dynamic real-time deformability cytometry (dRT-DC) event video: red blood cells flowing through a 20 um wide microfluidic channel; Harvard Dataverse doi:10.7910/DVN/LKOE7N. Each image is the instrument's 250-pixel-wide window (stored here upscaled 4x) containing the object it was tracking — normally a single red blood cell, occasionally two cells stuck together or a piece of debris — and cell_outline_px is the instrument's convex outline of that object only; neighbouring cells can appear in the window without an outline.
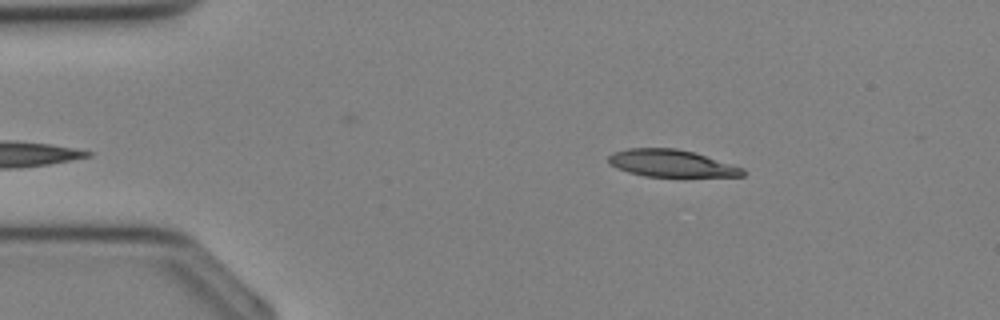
{"species": "Egyptian fruit bat (a non-hibernating species)", "species_latin": "Rousettus aegyptiacus", "temperature_condition": "cold", "stored_images_in_passage": 25, "camera_frame_rate_fps": 3000, "um_per_image_px": 0.085, "animal": {"sex": "female"}, "frame": {"image": 1, "passage_image": 1, "time_ms": 0.0, "image_size_px": [1000, 320], "cell_outline_px": [[748, 172], [744, 176], [644, 176], [628, 172], [616, 168], [608, 164], [608, 156], [612, 152], [628, 148], [676, 148], [692, 152], [744, 168]], "centroid_in_image_um": [57.02, 13.88], "position_along_channel_um": 28.0, "area_um2": 21.15}}
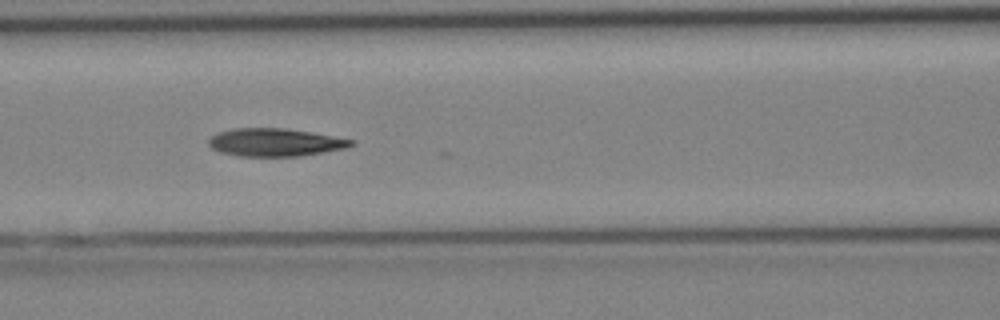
{"frame": {"image": 2, "passage_image": 10, "time_ms": 3.0, "image_size_px": [1000, 320], "cell_outline_px": [[356, 144], [348, 148], [300, 156], [240, 156], [220, 152], [212, 148], [208, 144], [208, 140], [212, 136], [220, 132], [236, 128], [284, 128], [312, 132], [356, 140]], "centroid_in_image_um": [23.45, 12.1], "position_along_channel_um": 143.2, "area_um2": 23.24}}
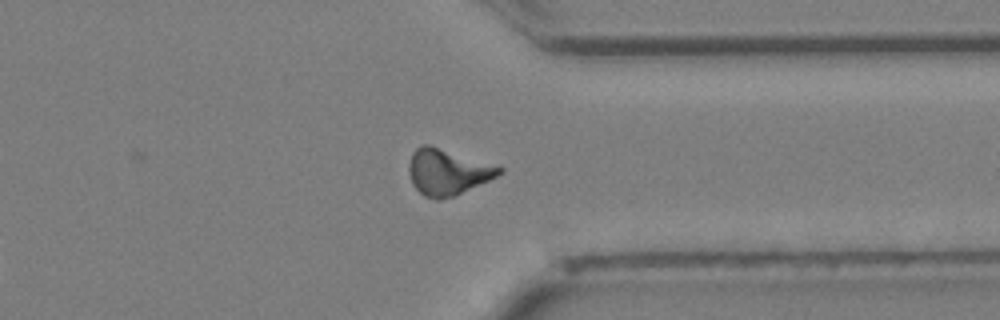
{"frame": {"image": 3, "passage_image": 22, "time_ms": 7.0, "image_size_px": [1000, 320], "cell_outline_px": [[504, 172], [456, 196], [440, 200], [436, 200], [424, 196], [412, 184], [408, 172], [408, 164], [412, 152], [416, 148], [424, 144], [428, 144], [504, 168]], "centroid_in_image_um": [38.0, 14.63], "position_along_channel_um": 373.4, "area_um2": 24.1}}